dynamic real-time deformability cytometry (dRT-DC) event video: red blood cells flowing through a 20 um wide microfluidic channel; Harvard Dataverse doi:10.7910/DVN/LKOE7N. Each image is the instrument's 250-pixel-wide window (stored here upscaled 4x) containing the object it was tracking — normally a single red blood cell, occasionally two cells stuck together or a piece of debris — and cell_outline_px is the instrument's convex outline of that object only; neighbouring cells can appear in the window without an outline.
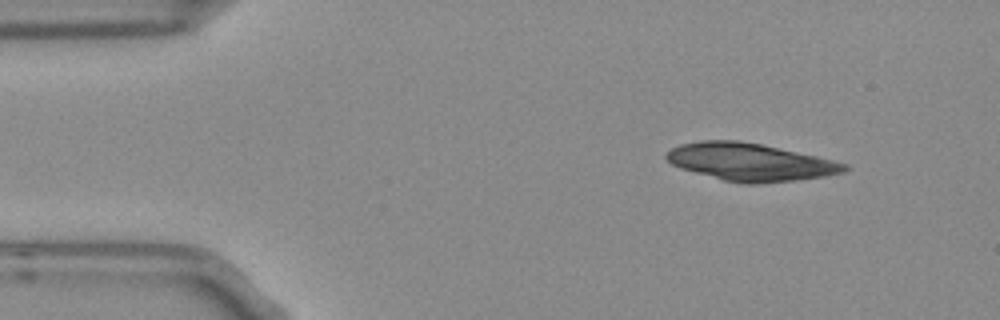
{"species": "Egyptian fruit bat (a non-hibernating species)", "species_latin": "Rousettus aegyptiacus", "temperature_condition": "room temperature", "stored_images_in_passage": 6, "camera_frame_rate_fps": 3000, "um_per_image_px": 0.085, "frame": {"image": 1, "passage_image": 1, "time_ms": 0.0, "image_size_px": [1000, 320], "cell_outline_px": [[848, 168], [844, 172], [824, 176], [792, 180], [756, 184], [748, 184], [724, 180], [680, 168], [672, 164], [664, 156], [672, 148], [680, 144], [700, 140], [740, 140], [760, 144], [816, 156], [848, 164]], "centroid_in_image_um": [63.74, 13.76], "position_along_channel_um": 21.3, "area_um2": 38.49}}
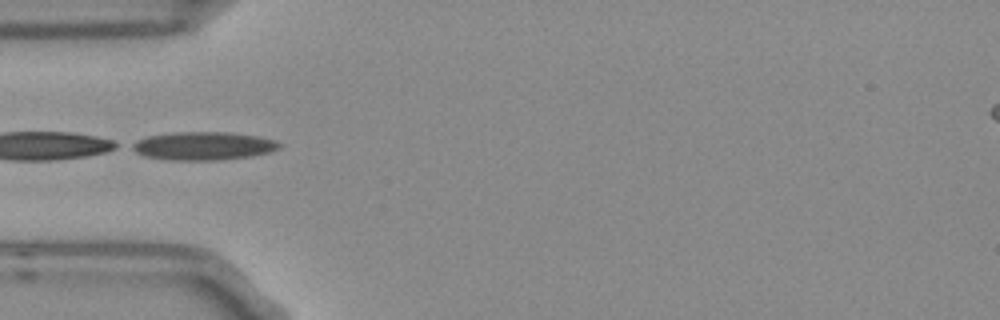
{"frame": {"image": 2, "passage_image": 3, "time_ms": 0.667, "image_size_px": [1000, 320], "cell_outline_px": [[280, 148], [268, 152], [252, 156], [220, 160], [172, 160], [144, 156], [128, 148], [128, 144], [136, 140], [148, 136], [172, 132], [228, 132], [260, 136], [276, 140], [280, 144]], "centroid_in_image_um": [17.24, 12.4], "position_along_channel_um": 67.8, "area_um2": 24.51}}
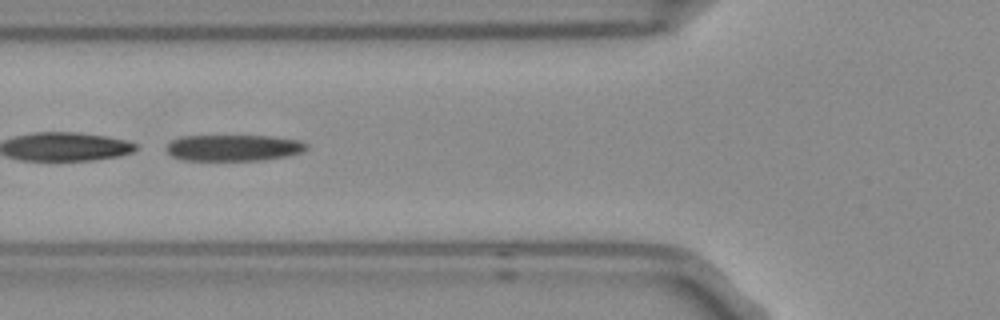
{"frame": {"image": 3, "passage_image": 4, "time_ms": 1.0, "image_size_px": [1000, 320], "cell_outline_px": [[308, 148], [300, 152], [288, 156], [264, 160], [184, 160], [172, 156], [164, 148], [172, 140], [180, 136], [272, 136], [300, 140], [308, 144]], "centroid_in_image_um": [19.86, 12.56], "position_along_channel_um": 105.9, "area_um2": 21.56}}